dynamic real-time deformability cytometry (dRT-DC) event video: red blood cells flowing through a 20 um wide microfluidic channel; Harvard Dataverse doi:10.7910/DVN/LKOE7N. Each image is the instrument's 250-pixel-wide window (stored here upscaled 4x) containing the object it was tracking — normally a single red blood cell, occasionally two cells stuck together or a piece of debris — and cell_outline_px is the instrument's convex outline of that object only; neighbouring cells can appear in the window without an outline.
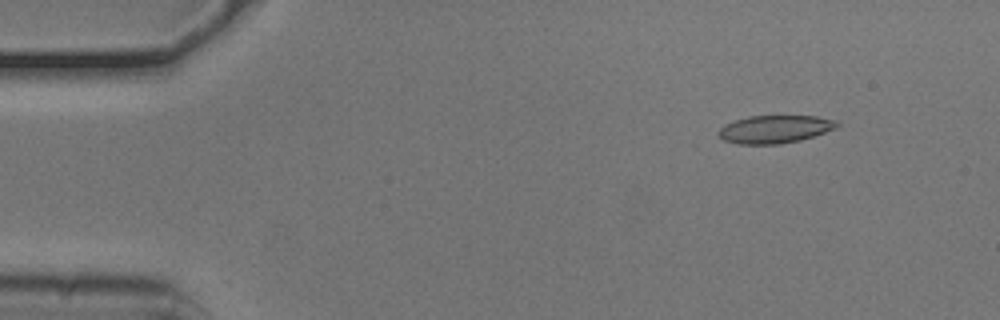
{"species": "common noctule bat (a hibernating species)", "species_latin": "Nyctalus noctula", "temperature_condition": "cold", "stored_images_in_passage": 47, "camera_frame_rate_fps": 3000, "um_per_image_px": 0.085, "animal": {"sex": "male", "body_mass_g": 20.5, "forearm_length_mm": 52.5}, "frame": {"image": 1, "passage_image": 1, "time_ms": 0.0, "image_size_px": [1000, 320], "cell_outline_px": [[840, 124], [836, 128], [800, 140], [780, 144], [736, 144], [724, 140], [716, 136], [716, 132], [724, 124], [748, 116], [816, 116], [840, 120]], "centroid_in_image_um": [65.84, 10.98], "position_along_channel_um": 19.2, "area_um2": 19.42}}
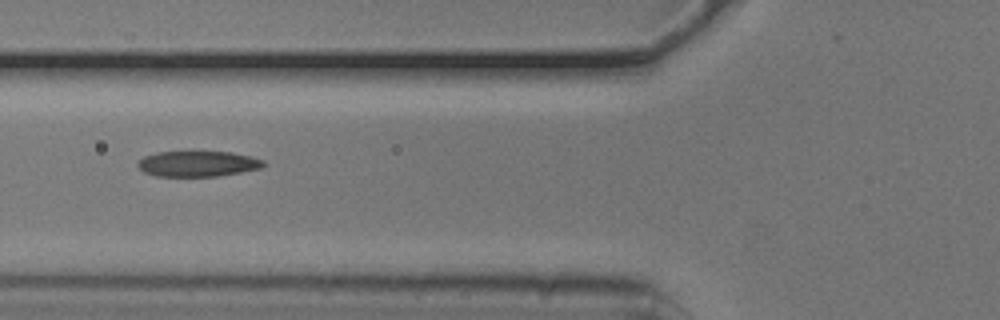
{"frame": {"image": 2, "passage_image": 15, "time_ms": 4.667, "image_size_px": [1000, 320], "cell_outline_px": [[264, 164], [260, 168], [240, 172], [216, 176], [156, 176], [144, 172], [136, 164], [144, 156], [156, 152], [232, 152], [252, 156], [264, 160]], "centroid_in_image_um": [16.8, 13.91], "position_along_channel_um": 109.0, "area_um2": 18.61}}
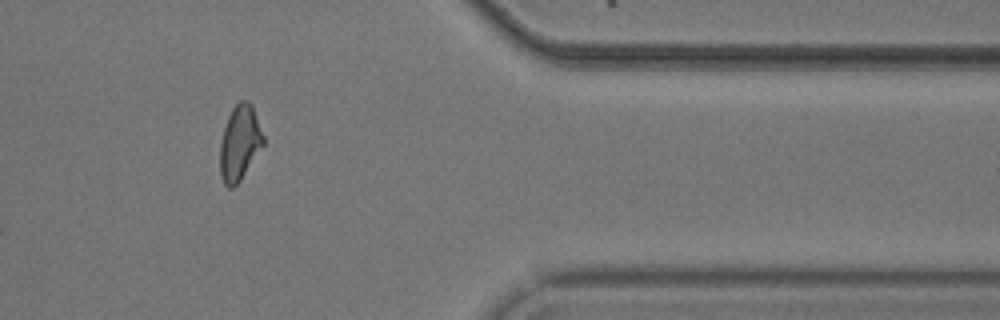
{"frame": {"image": 3, "passage_image": 39, "time_ms": 12.667, "image_size_px": [1000, 320], "cell_outline_px": [[264, 144], [240, 180], [232, 188], [228, 188], [224, 184], [220, 176], [220, 144], [224, 128], [228, 116], [232, 108], [240, 100], [248, 100], [252, 104], [264, 136]], "centroid_in_image_um": [20.37, 12.13], "position_along_channel_um": 391.0, "area_um2": 18.9}, "authors_computed_cell_mechanics": {"area_um2": 19.1896, "velocity_mm_per_s": 3.7832, "shape_relaxation_time_tau1_ms": 3.7237, "shape_relaxation_time_tau2_ms": 3.2722, "deformation_change_tau1": 0.1379, "deformation_change_tau2": 0.1122}}